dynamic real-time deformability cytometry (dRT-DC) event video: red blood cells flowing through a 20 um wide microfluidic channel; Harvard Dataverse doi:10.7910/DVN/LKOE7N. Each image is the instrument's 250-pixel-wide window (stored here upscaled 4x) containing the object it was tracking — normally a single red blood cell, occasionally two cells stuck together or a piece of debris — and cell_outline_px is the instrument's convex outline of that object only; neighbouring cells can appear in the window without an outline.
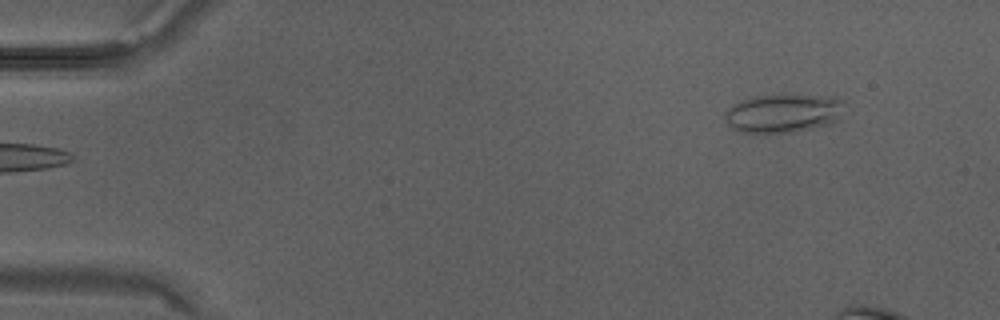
{"species": "Egyptian fruit bat (a non-hibernating species)", "species_latin": "Rousettus aegyptiacus", "temperature_condition": "warm", "stored_images_in_passage": 7, "camera_frame_rate_fps": 3000, "um_per_image_px": 0.085, "animal": {"sex": "male"}, "frame": {"image": 1, "passage_image": 1, "time_ms": 0.0, "image_size_px": [1000, 320], "cell_outline_px": [[844, 100], [836, 120], [832, 124], [792, 132], [736, 132], [724, 120], [724, 112], [732, 104], [740, 100], [752, 96], [832, 96]], "centroid_in_image_um": [66.5, 9.63], "position_along_channel_um": 18.5, "area_um2": 26.59}}